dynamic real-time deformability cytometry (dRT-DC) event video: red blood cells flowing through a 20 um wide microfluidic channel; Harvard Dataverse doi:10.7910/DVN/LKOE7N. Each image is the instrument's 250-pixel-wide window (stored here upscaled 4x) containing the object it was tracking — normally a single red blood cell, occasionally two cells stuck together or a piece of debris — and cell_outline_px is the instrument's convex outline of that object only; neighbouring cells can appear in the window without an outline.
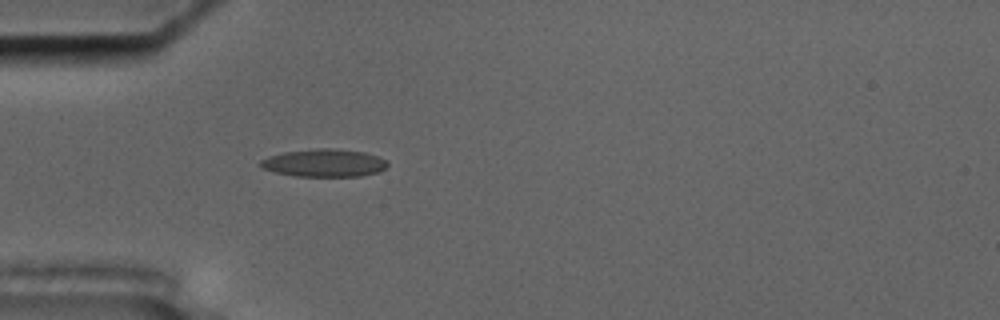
{"species": "common noctule bat (a hibernating species)", "species_latin": "Nyctalus noctula", "temperature_condition": "cold", "stored_images_in_passage": 47, "segment_of_instrument_passage": [1, 2], "camera_frame_rate_fps": 3000, "um_per_image_px": 0.085, "animal": {"sex": "male", "body_mass_g": 17.5, "forearm_length_mm": 52.3}, "frame": {"image": 1, "passage_image": 8, "time_ms": 2.333, "image_size_px": [1000, 320], "cell_outline_px": [[388, 164], [380, 172], [360, 176], [296, 176], [276, 172], [260, 168], [260, 160], [268, 156], [284, 152], [316, 148], [336, 148], [364, 152], [380, 156], [388, 160]], "centroid_in_image_um": [27.58, 13.84], "position_along_channel_um": 57.4, "area_um2": 20.75}}
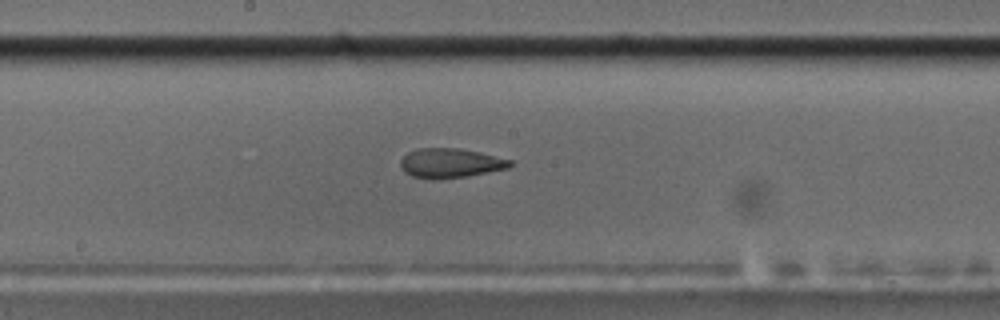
{"frame": {"image": 2, "passage_image": 21, "time_ms": 6.667, "image_size_px": [1000, 320], "cell_outline_px": [[512, 164], [508, 168], [468, 176], [436, 180], [432, 180], [412, 176], [404, 172], [400, 164], [400, 160], [408, 152], [416, 148], [460, 148], [480, 152], [512, 160]], "centroid_in_image_um": [38.26, 13.87], "position_along_channel_um": 209.9, "area_um2": 19.02}}
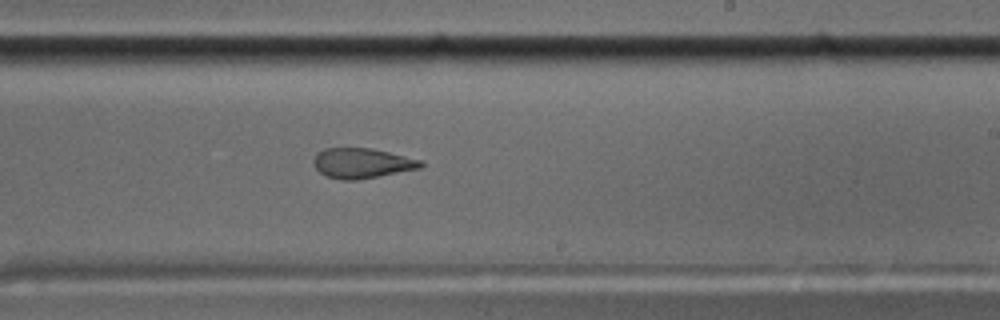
{"frame": {"image": 3, "passage_image": 25, "time_ms": 8.0, "image_size_px": [1000, 320], "cell_outline_px": [[424, 164], [420, 168], [380, 176], [356, 180], [340, 180], [328, 176], [320, 172], [312, 164], [312, 160], [316, 152], [324, 148], [372, 148], [424, 160]], "centroid_in_image_um": [30.76, 13.86], "position_along_channel_um": 258.2, "area_um2": 19.02}}